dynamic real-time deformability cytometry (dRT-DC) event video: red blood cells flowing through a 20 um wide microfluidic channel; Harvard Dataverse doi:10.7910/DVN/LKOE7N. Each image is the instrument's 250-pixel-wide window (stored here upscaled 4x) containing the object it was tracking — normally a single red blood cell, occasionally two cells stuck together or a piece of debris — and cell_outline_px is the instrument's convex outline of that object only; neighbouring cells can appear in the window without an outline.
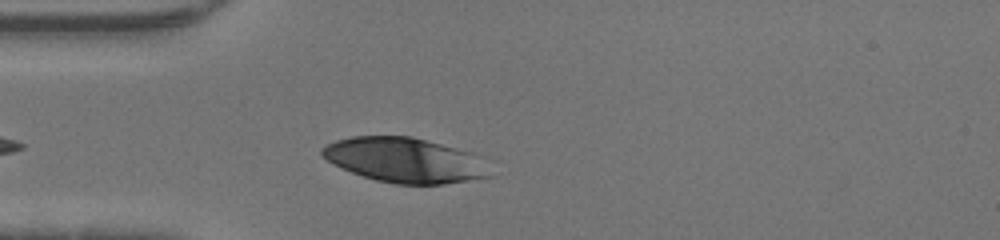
{"species": "human", "species_latin": "Homo sapiens", "temperature_condition": "warm", "stored_images_in_passage": 32, "camera_frame_rate_fps": 3000, "um_per_image_px": 0.085, "donor": {"sex": "male"}, "frame": {"image": 1, "passage_image": 3, "time_ms": 0.667, "image_size_px": [1000, 240], "cell_outline_px": [[496, 176], [444, 184], [396, 184], [376, 180], [352, 172], [320, 156], [320, 148], [336, 140], [352, 136], [412, 136], [476, 152]], "centroid_in_image_um": [34.5, 13.6], "position_along_channel_um": 50.5, "area_um2": 44.33}}
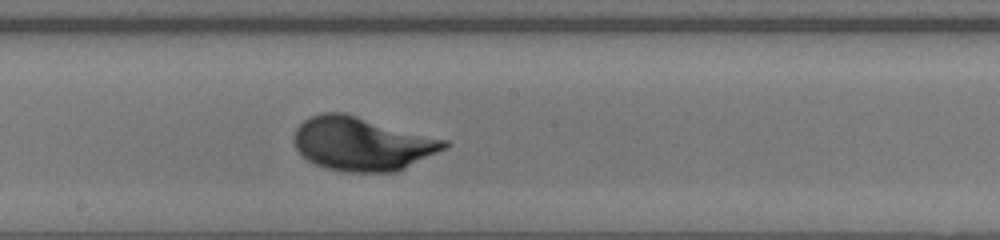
{"frame": {"image": 2, "passage_image": 15, "time_ms": 4.667, "image_size_px": [1000, 240], "cell_outline_px": [[452, 144], [448, 148], [396, 172], [344, 172], [324, 168], [308, 160], [296, 148], [292, 140], [296, 128], [308, 116], [320, 112], [344, 112], [448, 140]], "centroid_in_image_um": [30.79, 12.21], "position_along_channel_um": 217.4, "area_um2": 47.45}}
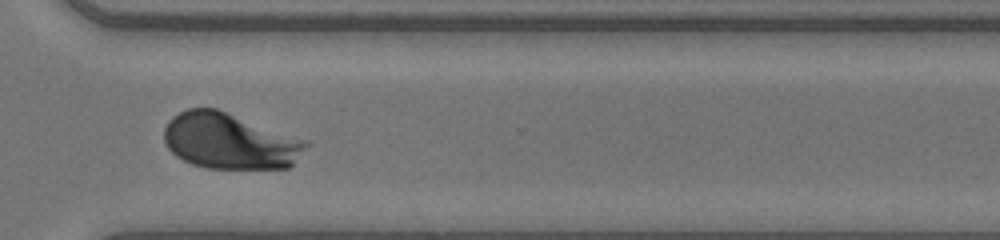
{"frame": {"image": 3, "passage_image": 24, "time_ms": 7.667, "image_size_px": [1000, 240], "cell_outline_px": [[312, 144], [288, 168], [208, 168], [192, 164], [176, 156], [164, 144], [164, 128], [168, 120], [172, 116], [188, 108], [216, 108], [308, 140]], "centroid_in_image_um": [19.54, 11.99], "position_along_channel_um": 351.1, "area_um2": 46.53}}